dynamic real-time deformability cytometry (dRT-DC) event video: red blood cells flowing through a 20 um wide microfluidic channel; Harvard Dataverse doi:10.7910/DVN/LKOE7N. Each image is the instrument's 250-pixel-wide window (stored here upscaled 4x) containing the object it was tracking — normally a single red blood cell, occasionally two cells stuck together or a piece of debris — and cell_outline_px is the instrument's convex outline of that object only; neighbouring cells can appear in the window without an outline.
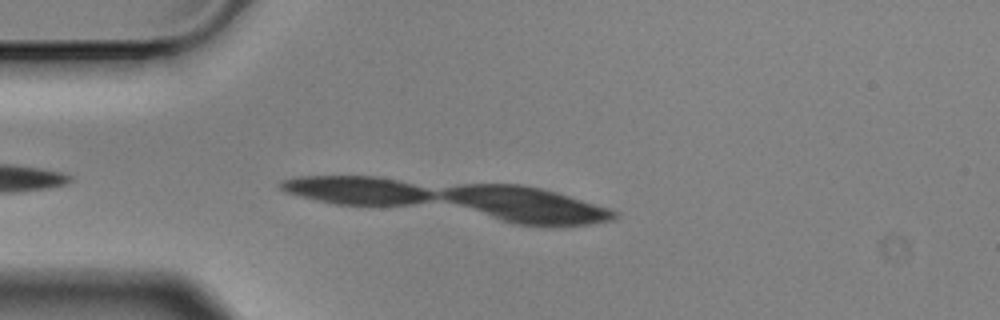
{"species": "Egyptian fruit bat (a non-hibernating species)", "species_latin": "Rousettus aegyptiacus", "temperature_condition": "cold", "stored_images_in_passage": 4, "camera_frame_rate_fps": 3000, "um_per_image_px": 0.085, "animal": {"sex": "male"}, "frame": {"image": 1, "passage_image": 4, "time_ms": 1.0, "image_size_px": [1000, 320], "cell_outline_px": [[608, 216], [592, 220], [556, 224], [544, 224], [516, 220], [444, 196], [444, 192], [456, 188], [528, 188], [560, 196], [608, 212]], "centroid_in_image_um": [44.79, 17.42], "position_along_channel_um": 40.2, "area_um2": 26.07}}